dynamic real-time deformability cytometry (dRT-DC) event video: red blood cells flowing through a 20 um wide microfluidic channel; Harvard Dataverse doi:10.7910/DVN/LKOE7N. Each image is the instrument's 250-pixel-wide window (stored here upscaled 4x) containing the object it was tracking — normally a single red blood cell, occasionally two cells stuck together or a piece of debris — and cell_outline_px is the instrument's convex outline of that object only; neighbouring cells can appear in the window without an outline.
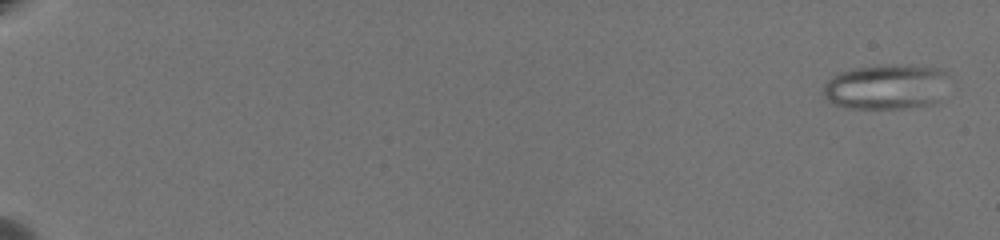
{"species": "common noctule bat (a hibernating species)", "species_latin": "Nyctalus noctula", "temperature_condition": "warm", "stored_images_in_passage": 67, "segment_of_instrument_passage": [1, 2], "camera_frame_rate_fps": 3000, "um_per_image_px": 0.085, "animal": {"sex": "female", "body_mass_g": 19.5, "forearm_length_mm": 54.1}, "frame": {"image": 1, "passage_image": 3, "time_ms": 0.667, "image_size_px": [1000, 240], "cell_outline_px": [[948, 76], [940, 100], [932, 104], [904, 108], [844, 108], [832, 104], [824, 96], [824, 84], [832, 76], [840, 72], [852, 68], [888, 64], [892, 64], [940, 68], [948, 72]], "centroid_in_image_um": [75.32, 7.37], "position_along_channel_um": 9.7, "area_um2": 33.29}}